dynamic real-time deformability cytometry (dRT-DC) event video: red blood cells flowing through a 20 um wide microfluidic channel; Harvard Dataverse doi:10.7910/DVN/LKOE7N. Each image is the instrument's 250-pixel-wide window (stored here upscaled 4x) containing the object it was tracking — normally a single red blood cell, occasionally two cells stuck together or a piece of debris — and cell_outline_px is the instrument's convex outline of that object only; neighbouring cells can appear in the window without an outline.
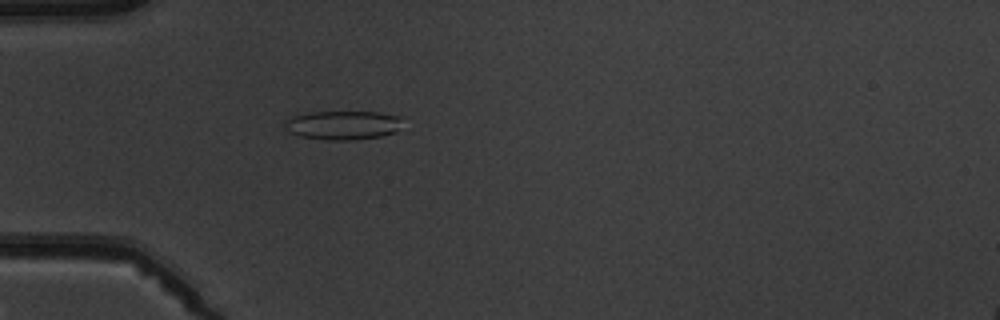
{"species": "common noctule bat (a hibernating species)", "species_latin": "Nyctalus noctula", "temperature_condition": "warm", "stored_images_in_passage": 3, "camera_frame_rate_fps": 3000, "um_per_image_px": 0.085, "animal": {"sex": "male", "body_mass_g": 19.5, "forearm_length_mm": 54.6}, "frame": {"image": 1, "passage_image": 3, "time_ms": 3.333, "image_size_px": [1000, 320], "cell_outline_px": [[396, 132], [380, 136], [352, 140], [324, 140], [300, 136], [292, 132], [284, 124], [284, 120], [288, 116], [312, 112], [376, 112], [396, 116]], "centroid_in_image_um": [29.02, 10.64], "position_along_channel_um": 56.0, "area_um2": 19.36}}